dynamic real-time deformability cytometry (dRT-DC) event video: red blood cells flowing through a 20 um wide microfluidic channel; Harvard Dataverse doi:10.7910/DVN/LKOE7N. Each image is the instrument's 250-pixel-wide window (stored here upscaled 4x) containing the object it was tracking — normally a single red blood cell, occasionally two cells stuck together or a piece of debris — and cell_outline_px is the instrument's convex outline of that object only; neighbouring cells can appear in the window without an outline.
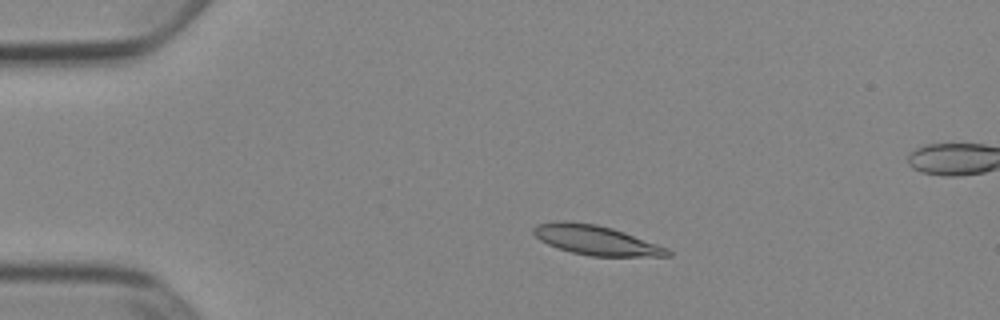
{"species": "Egyptian fruit bat (a non-hibernating species)", "species_latin": "Rousettus aegyptiacus", "temperature_condition": "cold", "stored_images_in_passage": 52, "camera_frame_rate_fps": 3000, "um_per_image_px": 0.085, "animal": {"sex": "female"}, "frame": {"image": 1, "passage_image": 10, "time_ms": 3.0, "image_size_px": [1000, 320], "cell_outline_px": [[672, 256], [592, 256], [572, 252], [556, 248], [540, 240], [532, 232], [532, 228], [536, 224], [556, 220], [564, 220], [596, 224], [612, 228], [624, 232], [668, 248], [672, 252]], "centroid_in_image_um": [50.62, 20.4], "position_along_channel_um": 34.4, "area_um2": 23.18}}
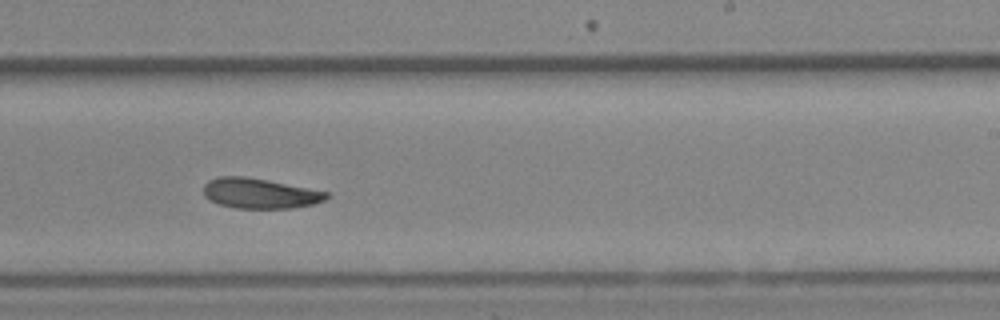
{"frame": {"image": 2, "passage_image": 32, "time_ms": 10.333, "image_size_px": [1000, 320], "cell_outline_px": [[332, 196], [324, 200], [312, 204], [292, 208], [236, 208], [220, 204], [208, 200], [204, 196], [204, 184], [208, 180], [220, 176], [244, 176], [268, 180], [328, 192]], "centroid_in_image_um": [22.07, 16.43], "position_along_channel_um": 266.9, "area_um2": 21.62}}
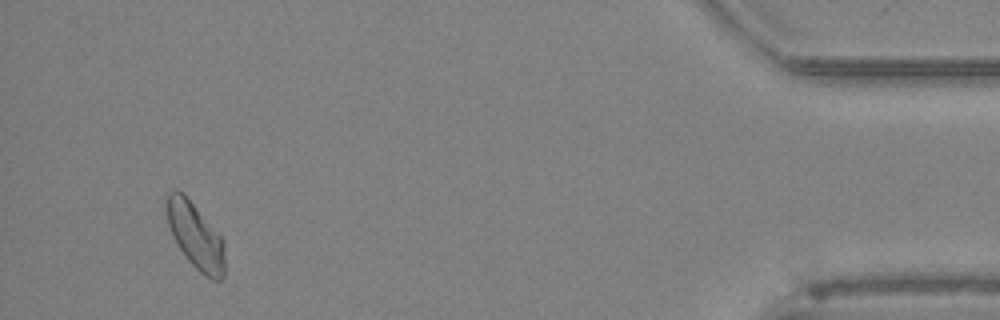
{"frame": {"image": 3, "passage_image": 49, "time_ms": 16.0, "image_size_px": [1000, 320], "cell_outline_px": [[224, 276], [220, 280], [212, 280], [204, 276], [188, 260], [176, 244], [172, 236], [168, 224], [168, 192], [176, 188], [196, 208], [224, 240]], "centroid_in_image_um": [16.64, 20.12], "position_along_channel_um": 418.6, "area_um2": 21.79}, "authors_computed_cell_mechanics": {"area_um2": 22.253, "velocity_mm_per_s": 3.8541, "shape_relaxation_time_tau1_ms": 6.4632, "shape_relaxation_time_tau2_ms": null, "deformation_change_tau1": 0.1651, "deformation_change_tau2": null}}